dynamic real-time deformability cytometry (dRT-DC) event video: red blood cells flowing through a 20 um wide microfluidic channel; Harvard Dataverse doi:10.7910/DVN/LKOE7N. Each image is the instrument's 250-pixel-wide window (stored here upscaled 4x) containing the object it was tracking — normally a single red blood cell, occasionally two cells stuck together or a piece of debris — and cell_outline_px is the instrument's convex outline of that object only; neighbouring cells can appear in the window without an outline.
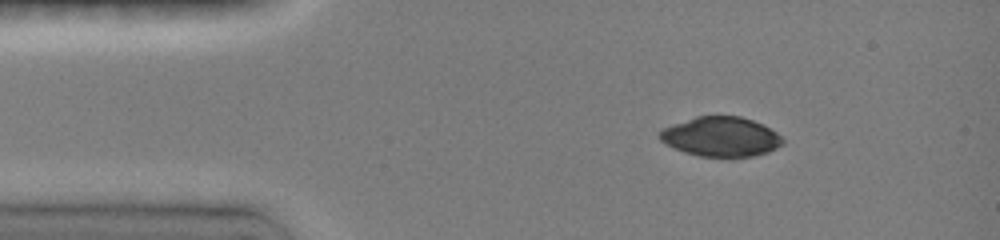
{"species": "common noctule bat (a hibernating species)", "species_latin": "Nyctalus noctula", "temperature_condition": "room temperature", "stored_images_in_passage": 46, "camera_frame_rate_fps": 3000, "um_per_image_px": 0.085, "animal": {"sex": "female", "body_mass_g": 19.0, "forearm_length_mm": 51.5}, "frame": {"image": 1, "passage_image": 6, "time_ms": 1.667, "image_size_px": [1000, 240], "cell_outline_px": [[784, 144], [768, 152], [752, 156], [732, 160], [728, 160], [700, 156], [684, 152], [660, 140], [660, 128], [696, 116], [740, 116], [764, 124], [776, 132], [784, 140]], "centroid_in_image_um": [61.31, 11.65], "position_along_channel_um": 23.7, "area_um2": 29.07}}
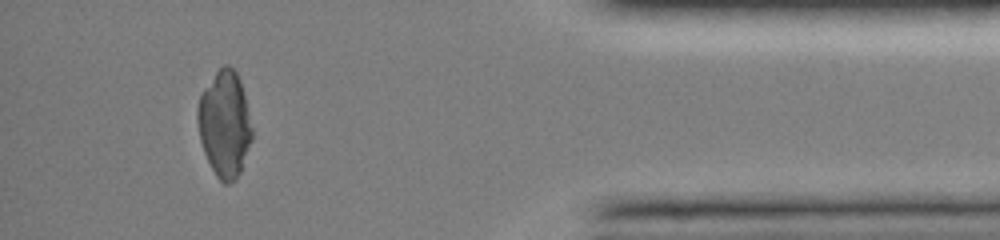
{"frame": {"image": 2, "passage_image": 42, "time_ms": 13.667, "image_size_px": [1000, 240], "cell_outline_px": [[252, 140], [240, 172], [236, 180], [228, 184], [224, 184], [216, 176], [204, 152], [200, 140], [196, 120], [196, 112], [200, 96], [204, 88], [216, 72], [224, 64], [228, 64], [236, 72], [240, 80], [252, 128]], "centroid_in_image_um": [19.08, 10.56], "position_along_channel_um": 416.1, "area_um2": 33.52}}